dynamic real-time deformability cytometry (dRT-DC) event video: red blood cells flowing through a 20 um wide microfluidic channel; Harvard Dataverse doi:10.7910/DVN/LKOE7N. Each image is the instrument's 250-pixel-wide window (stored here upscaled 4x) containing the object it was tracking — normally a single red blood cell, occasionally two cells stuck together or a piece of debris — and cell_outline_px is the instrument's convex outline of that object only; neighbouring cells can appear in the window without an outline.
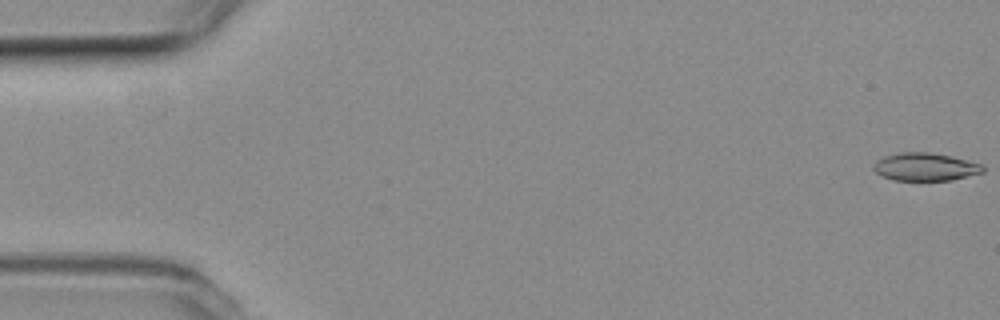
{"species": "common noctule bat (a hibernating species)", "species_latin": "Nyctalus noctula", "temperature_condition": "room temperature", "stored_images_in_passage": 15, "camera_frame_rate_fps": 3000, "um_per_image_px": 0.085, "animal": {"sex": "female", "body_mass_g": 19.3, "forearm_length_mm": 54.1}, "frame": {"image": 1, "passage_image": 1, "time_ms": 0.0, "image_size_px": [1000, 320], "cell_outline_px": [[984, 172], [952, 180], [892, 180], [876, 172], [872, 168], [872, 164], [876, 160], [884, 156], [900, 152], [928, 152], [948, 156], [980, 164], [984, 168]], "centroid_in_image_um": [78.59, 14.18], "position_along_channel_um": 6.4, "area_um2": 17.57}}